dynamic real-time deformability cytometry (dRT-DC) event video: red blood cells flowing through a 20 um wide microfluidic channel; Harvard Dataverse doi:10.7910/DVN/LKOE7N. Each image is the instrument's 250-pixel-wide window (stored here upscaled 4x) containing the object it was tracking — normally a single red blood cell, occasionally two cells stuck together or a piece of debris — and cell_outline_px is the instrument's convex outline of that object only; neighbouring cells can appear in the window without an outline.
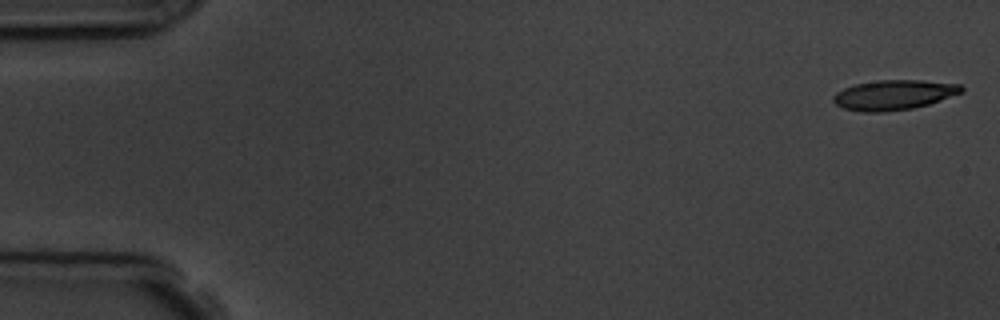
{"species": "common noctule bat (a hibernating species)", "species_latin": "Nyctalus noctula", "temperature_condition": "room temperature", "stored_images_in_passage": 5, "camera_frame_rate_fps": 3000, "um_per_image_px": 0.085, "animal": {"sex": "male", "body_mass_g": 19.5, "forearm_length_mm": 54.6}, "frame": {"image": 1, "passage_image": 1, "time_ms": 0.0, "image_size_px": [1000, 320], "cell_outline_px": [[964, 92], [928, 104], [912, 108], [884, 112], [860, 112], [844, 108], [836, 104], [832, 100], [832, 96], [836, 92], [844, 88], [856, 84], [876, 80], [920, 80], [960, 84], [964, 88]], "centroid_in_image_um": [75.97, 8.06], "position_along_channel_um": 9.0, "area_um2": 22.37}}
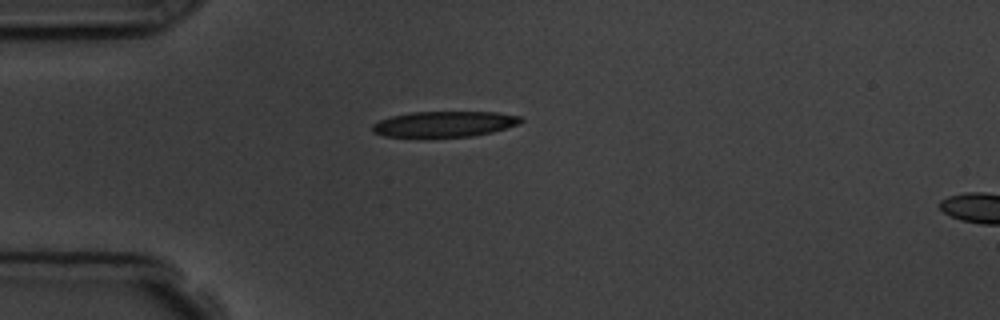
{"frame": {"image": 2, "passage_image": 4, "time_ms": 4.333, "image_size_px": [1000, 320], "cell_outline_px": [[524, 120], [520, 124], [492, 132], [472, 136], [424, 140], [384, 136], [372, 132], [372, 124], [380, 120], [392, 116], [412, 112], [496, 112], [520, 116]], "centroid_in_image_um": [37.72, 10.59], "position_along_channel_um": 47.3, "area_um2": 23.24}}